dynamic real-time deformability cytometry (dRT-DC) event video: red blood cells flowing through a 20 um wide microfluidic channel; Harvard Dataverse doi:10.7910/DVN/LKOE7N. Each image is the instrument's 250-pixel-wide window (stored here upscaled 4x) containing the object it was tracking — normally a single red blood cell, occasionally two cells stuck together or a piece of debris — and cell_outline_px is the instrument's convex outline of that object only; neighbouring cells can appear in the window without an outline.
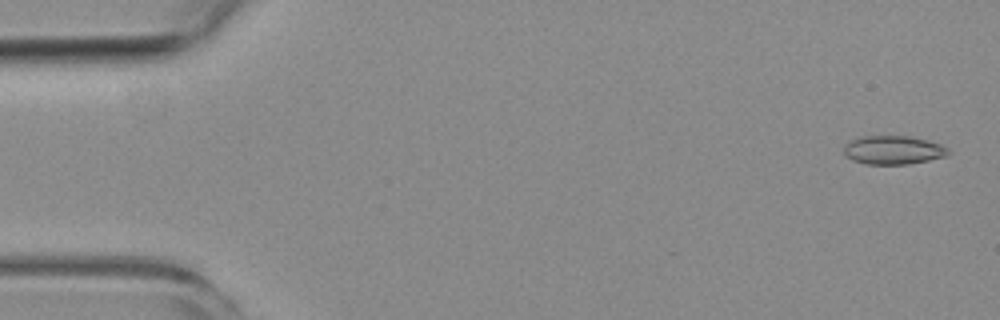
{"species": "common noctule bat (a hibernating species)", "species_latin": "Nyctalus noctula", "temperature_condition": "room temperature", "stored_images_in_passage": 4, "camera_frame_rate_fps": 3000, "um_per_image_px": 0.085, "animal": {"sex": "female", "body_mass_g": 19.3, "forearm_length_mm": 54.1}, "frame": {"image": 1, "passage_image": 1, "time_ms": 0.0, "image_size_px": [1000, 320], "cell_outline_px": [[948, 152], [944, 156], [928, 160], [908, 164], [864, 164], [852, 160], [844, 152], [844, 144], [848, 140], [860, 136], [908, 136], [928, 140], [940, 144], [948, 148]], "centroid_in_image_um": [75.87, 12.74], "position_along_channel_um": 9.1, "area_um2": 17.4}}
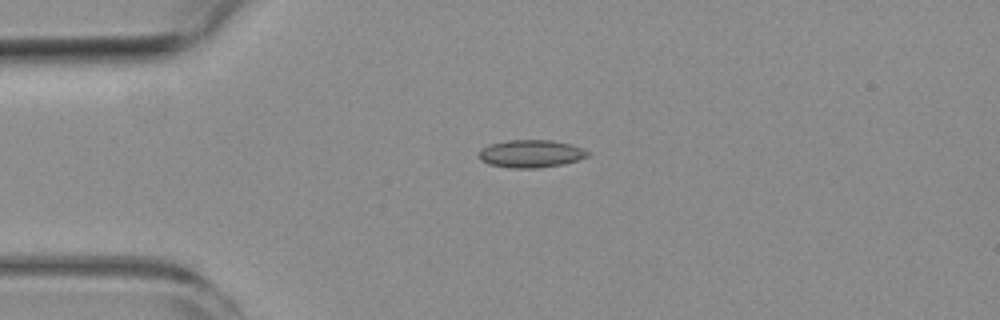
{"frame": {"image": 2, "passage_image": 4, "time_ms": 3.667, "image_size_px": [1000, 320], "cell_outline_px": [[592, 152], [588, 156], [576, 160], [560, 164], [536, 168], [508, 168], [488, 164], [480, 160], [480, 148], [488, 144], [508, 140], [552, 140], [572, 144]], "centroid_in_image_um": [45.11, 13.05], "position_along_channel_um": 39.9, "area_um2": 17.63}}